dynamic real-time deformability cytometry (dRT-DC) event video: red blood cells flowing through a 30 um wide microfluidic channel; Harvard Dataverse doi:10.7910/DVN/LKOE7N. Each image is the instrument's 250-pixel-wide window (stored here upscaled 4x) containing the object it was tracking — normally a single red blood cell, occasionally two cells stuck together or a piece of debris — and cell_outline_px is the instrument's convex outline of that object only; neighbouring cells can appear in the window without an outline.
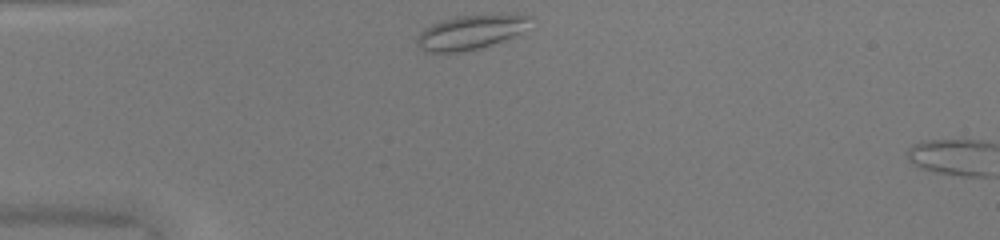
{"species": "common noctule bat (a hibernating species)", "species_latin": "Nyctalus noctula", "temperature_condition": "warm", "stored_images_in_passage": 33, "camera_frame_rate_fps": 3000, "um_per_image_px": 0.085, "animal": {"sex": "female", "body_mass_g": 20.0, "forearm_length_mm": 54.0}, "frame": {"image": 1, "passage_image": 1, "time_ms": 0.0, "image_size_px": [1000, 240], "cell_outline_px": [[532, 16], [520, 32], [512, 36], [492, 44], [480, 48], [460, 52], [424, 52], [416, 44], [416, 36], [424, 28], [432, 24], [456, 16], [508, 12], [524, 12]], "centroid_in_image_um": [40.01, 2.69], "position_along_channel_um": 45.0, "area_um2": 23.06}}
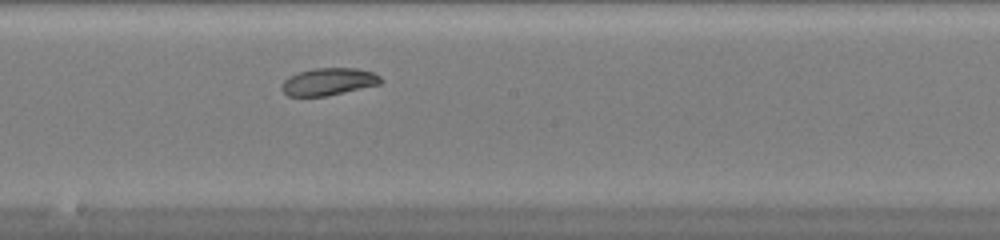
{"frame": {"image": 2, "passage_image": 16, "time_ms": 5.0, "image_size_px": [1000, 240], "cell_outline_px": [[384, 80], [380, 84], [328, 96], [288, 96], [280, 88], [280, 84], [288, 76], [300, 72], [316, 68], [356, 68], [372, 72], [380, 76]], "centroid_in_image_um": [27.92, 6.94], "position_along_channel_um": 220.3, "area_um2": 15.84}}
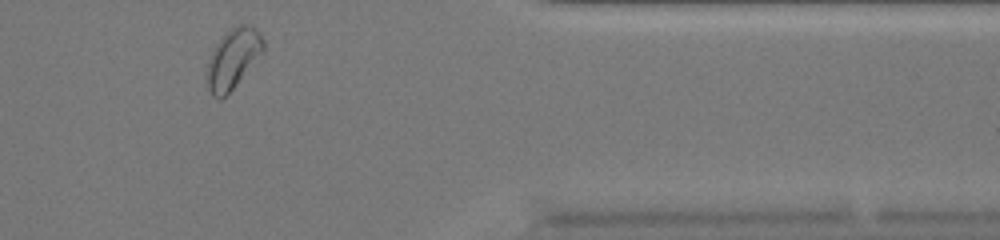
{"frame": {"image": 3, "passage_image": 30, "time_ms": 9.667, "image_size_px": [1000, 240], "cell_outline_px": [[264, 52], [232, 88], [220, 100], [216, 100], [212, 96], [208, 88], [204, 76], [212, 52], [216, 44], [236, 24], [244, 24], [256, 28], [260, 32], [264, 40]], "centroid_in_image_um": [19.8, 5.0], "position_along_channel_um": 391.6, "area_um2": 19.54}, "authors_computed_cell_mechanics": {"area_um2": 16.8776, "velocity_mm_per_s": 4.0739, "shape_relaxation_time_tau1_ms": 3.4904, "shape_relaxation_time_tau2_ms": null, "deformation_change_tau1": 0.1129, "deformation_change_tau2": null}}